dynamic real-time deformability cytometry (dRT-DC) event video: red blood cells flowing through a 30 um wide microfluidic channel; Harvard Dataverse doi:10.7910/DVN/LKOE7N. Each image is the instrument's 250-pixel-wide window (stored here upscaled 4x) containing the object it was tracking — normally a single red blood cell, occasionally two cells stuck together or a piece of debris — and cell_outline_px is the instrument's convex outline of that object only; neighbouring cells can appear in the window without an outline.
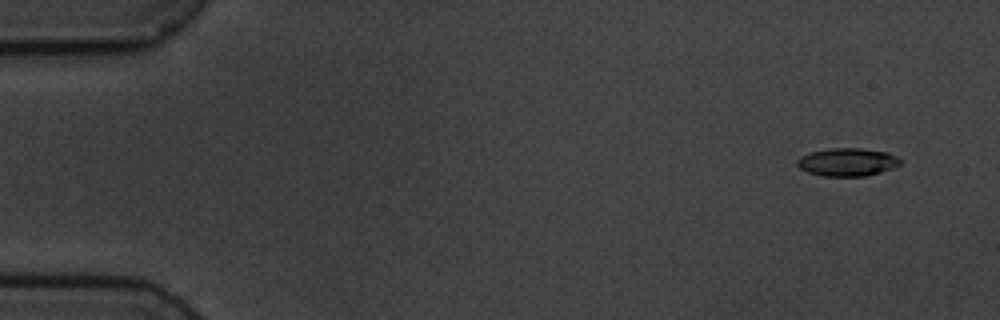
{"species": "common noctule bat (a hibernating species)", "species_latin": "Nyctalus noctula", "temperature_condition": "cold", "stored_images_in_passage": 14, "camera_frame_rate_fps": 3000, "um_per_image_px": 0.085, "animal": {"sex": "male", "body_mass_g": 19.5, "forearm_length_mm": 54.6}, "frame": {"image": 1, "passage_image": 1, "time_ms": 0.0, "image_size_px": [1000, 320], "cell_outline_px": [[900, 164], [892, 168], [880, 172], [864, 176], [824, 176], [808, 172], [800, 168], [796, 164], [796, 160], [800, 156], [812, 152], [828, 148], [860, 148], [888, 152], [896, 156], [900, 160]], "centroid_in_image_um": [72.0, 13.77], "position_along_channel_um": 13.0, "area_um2": 16.76}}
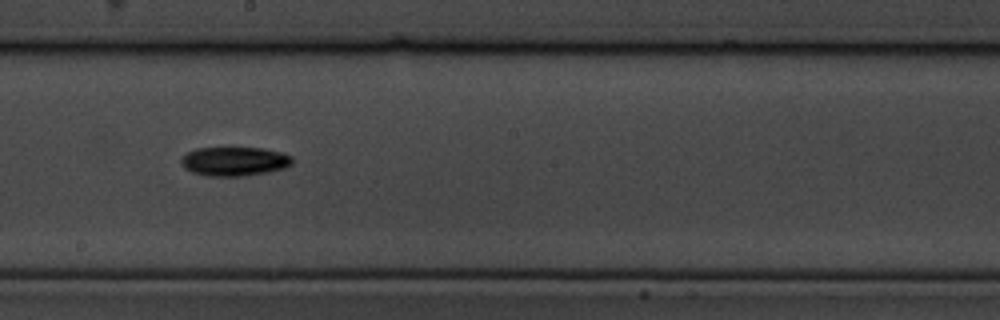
{"frame": {"image": 2, "passage_image": 8, "time_ms": 9.333, "image_size_px": [1000, 320], "cell_outline_px": [[292, 164], [284, 168], [268, 172], [244, 176], [208, 176], [192, 172], [184, 168], [180, 160], [188, 152], [196, 148], [232, 144], [264, 148], [284, 152], [292, 156]], "centroid_in_image_um": [19.94, 13.65], "position_along_channel_um": 228.3, "area_um2": 19.88}}
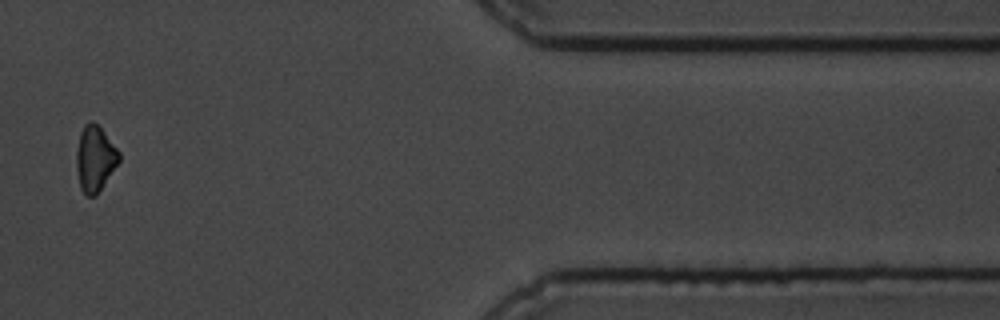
{"frame": {"image": 3, "passage_image": 13, "time_ms": 15.333, "image_size_px": [1000, 320], "cell_outline_px": [[120, 160], [96, 196], [88, 196], [80, 188], [76, 168], [76, 148], [80, 132], [84, 124], [88, 120], [92, 120], [104, 132], [120, 152]], "centroid_in_image_um": [8.05, 13.46], "position_along_channel_um": 403.3, "area_um2": 16.36}, "authors_computed_cell_mechanics": {"area_um2": 17.4556, "velocity_mm_per_s": 3.596, "shape_relaxation_time_tau1_ms": 2.0548, "shape_relaxation_time_tau2_ms": null, "deformation_change_tau1": 0.061, "deformation_change_tau2": null}}